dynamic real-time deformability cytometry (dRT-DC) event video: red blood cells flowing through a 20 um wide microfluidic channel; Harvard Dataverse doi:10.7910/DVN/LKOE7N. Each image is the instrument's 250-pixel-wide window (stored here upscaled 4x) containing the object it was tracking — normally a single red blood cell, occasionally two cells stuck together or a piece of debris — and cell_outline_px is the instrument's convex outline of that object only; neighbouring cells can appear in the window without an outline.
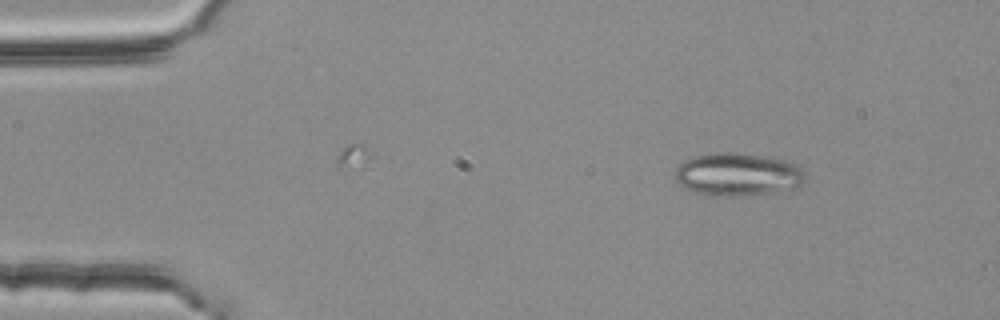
{"species": "common noctule bat (a hibernating species)", "species_latin": "Nyctalus noctula", "temperature_condition": "room temperature", "stored_images_in_passage": 4, "segment_of_instrument_passage": [1, 2], "camera_frame_rate_fps": 3000, "um_per_image_px": 0.085, "animal": {"sex": "female", "body_mass_g": 25.1}, "frame": {"image": 1, "passage_image": 1, "time_ms": 0.0, "image_size_px": [1000, 320], "cell_outline_px": [[804, 180], [800, 184], [792, 188], [768, 192], [732, 196], [712, 196], [692, 192], [676, 184], [676, 168], [684, 160], [692, 156], [712, 152], [736, 152], [784, 160], [796, 164], [804, 172]], "centroid_in_image_um": [62.61, 14.81], "position_along_channel_um": 22.4, "area_um2": 32.43}}